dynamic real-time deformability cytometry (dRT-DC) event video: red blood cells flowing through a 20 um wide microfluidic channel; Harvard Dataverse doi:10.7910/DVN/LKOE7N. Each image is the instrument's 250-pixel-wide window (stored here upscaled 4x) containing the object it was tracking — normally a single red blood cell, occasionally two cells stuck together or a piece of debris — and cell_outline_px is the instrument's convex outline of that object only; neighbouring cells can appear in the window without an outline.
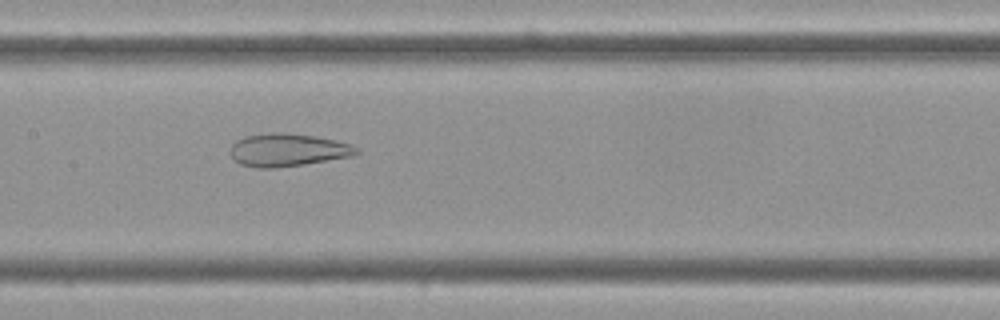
{"species": "Egyptian fruit bat (a non-hibernating species)", "species_latin": "Rousettus aegyptiacus", "temperature_condition": "cold", "stored_images_in_passage": 36, "camera_frame_rate_fps": 3000, "um_per_image_px": 0.085, "frame": {"image": 1, "passage_image": 14, "time_ms": 4.333, "image_size_px": [1000, 320], "cell_outline_px": [[360, 152], [356, 156], [304, 164], [276, 168], [260, 168], [240, 164], [232, 156], [232, 144], [236, 140], [244, 136], [272, 132], [284, 132], [316, 136], [336, 140], [352, 144], [360, 148]], "centroid_in_image_um": [24.54, 12.74], "position_along_channel_um": 182.9, "area_um2": 24.39}}
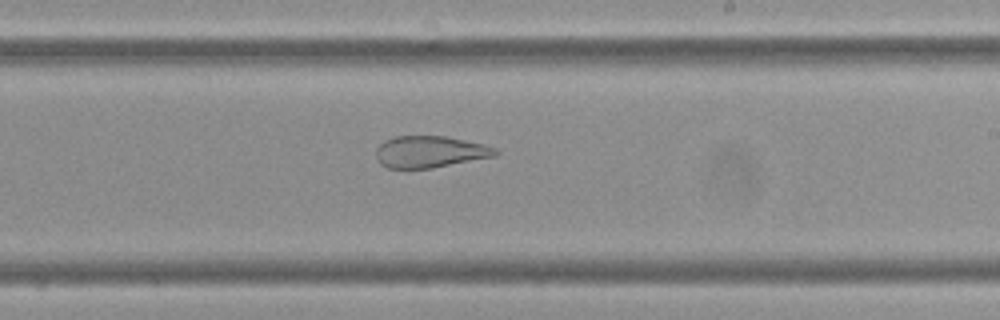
{"frame": {"image": 2, "passage_image": 20, "time_ms": 6.333, "image_size_px": [1000, 320], "cell_outline_px": [[500, 152], [496, 156], [432, 168], [388, 168], [380, 164], [376, 160], [376, 148], [384, 140], [396, 136], [444, 136], [484, 144], [496, 148]], "centroid_in_image_um": [36.54, 12.9], "position_along_channel_um": 252.5, "area_um2": 22.14}}
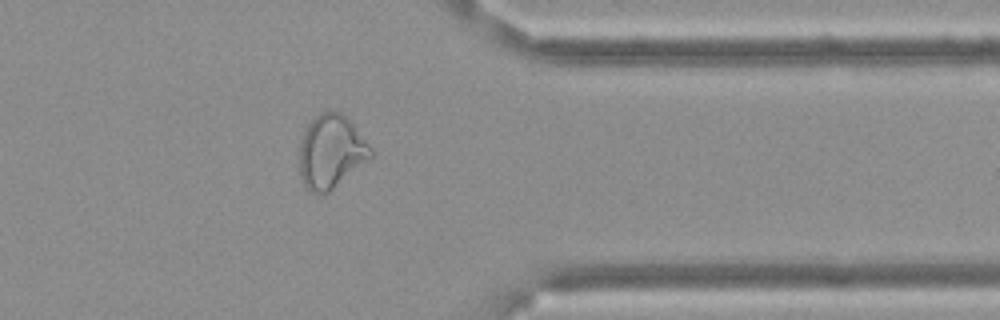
{"frame": {"image": 3, "passage_image": 32, "time_ms": 10.333, "image_size_px": [1000, 320], "cell_outline_px": [[372, 156], [328, 192], [308, 192], [300, 180], [300, 140], [308, 124], [320, 112], [340, 112], [352, 124], [372, 148]], "centroid_in_image_um": [28.1, 12.9], "position_along_channel_um": 383.3, "area_um2": 29.88}, "authors_computed_cell_mechanics": {"area_um2": 25.8077, "velocity_mm_per_s": 3.4977, "shape_relaxation_time_tau1_ms": null, "shape_relaxation_time_tau2_ms": 2.1233, "deformation_change_tau1": null, "deformation_change_tau2": 0.113}}